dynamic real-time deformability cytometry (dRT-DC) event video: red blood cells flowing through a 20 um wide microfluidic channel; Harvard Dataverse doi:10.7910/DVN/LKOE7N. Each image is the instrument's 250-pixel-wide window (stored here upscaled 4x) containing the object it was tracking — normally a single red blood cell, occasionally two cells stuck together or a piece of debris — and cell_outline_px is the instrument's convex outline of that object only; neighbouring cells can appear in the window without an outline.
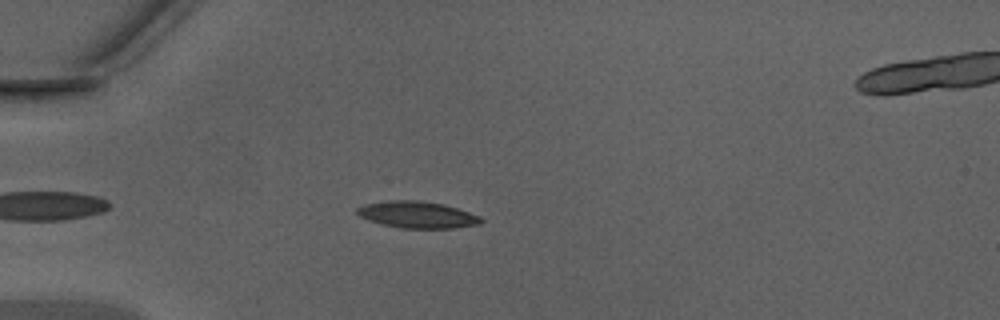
{"species": "Egyptian fruit bat (a non-hibernating species)", "species_latin": "Rousettus aegyptiacus", "temperature_condition": "warm", "stored_images_in_passage": 40, "camera_frame_rate_fps": 3000, "um_per_image_px": 0.085, "animal": {"sex": "male"}, "frame": {"image": 1, "passage_image": 6, "time_ms": 1.667, "image_size_px": [1000, 320], "cell_outline_px": [[484, 220], [480, 224], [452, 228], [404, 228], [384, 224], [368, 220], [360, 216], [356, 212], [356, 208], [364, 204], [388, 200], [420, 200], [444, 204], [480, 216]], "centroid_in_image_um": [35.47, 18.24], "position_along_channel_um": 49.5, "area_um2": 19.19}}
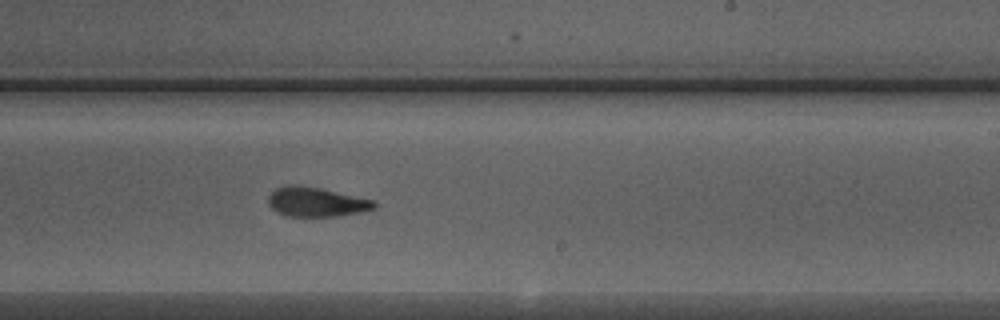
{"frame": {"image": 2, "passage_image": 22, "time_ms": 7.0, "image_size_px": [1000, 320], "cell_outline_px": [[376, 208], [360, 212], [336, 216], [288, 216], [272, 208], [268, 204], [268, 196], [276, 188], [284, 184], [296, 184], [320, 188], [376, 200]], "centroid_in_image_um": [26.89, 17.14], "position_along_channel_um": 262.1, "area_um2": 18.21}}
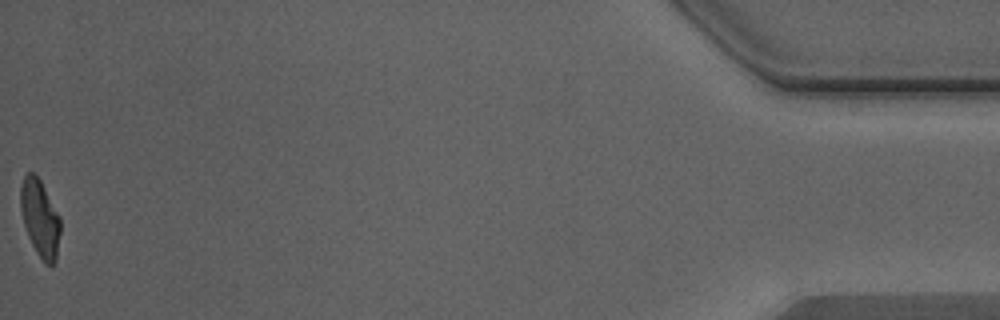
{"frame": {"image": 3, "passage_image": 40, "time_ms": 13.0, "image_size_px": [1000, 320], "cell_outline_px": [[60, 232], [56, 260], [52, 264], [44, 264], [36, 252], [28, 236], [24, 224], [20, 208], [20, 184], [24, 176], [28, 172], [32, 172], [40, 180], [60, 216]], "centroid_in_image_um": [3.39, 18.55], "position_along_channel_um": 431.8, "area_um2": 17.86}, "authors_computed_cell_mechanics": {"area_um2": 18.6116, "velocity_mm_per_s": 4.3704, "shape_relaxation_time_tau1_ms": null, "shape_relaxation_time_tau2_ms": 2.523, "deformation_change_tau1": null, "deformation_change_tau2": 0.0825}}